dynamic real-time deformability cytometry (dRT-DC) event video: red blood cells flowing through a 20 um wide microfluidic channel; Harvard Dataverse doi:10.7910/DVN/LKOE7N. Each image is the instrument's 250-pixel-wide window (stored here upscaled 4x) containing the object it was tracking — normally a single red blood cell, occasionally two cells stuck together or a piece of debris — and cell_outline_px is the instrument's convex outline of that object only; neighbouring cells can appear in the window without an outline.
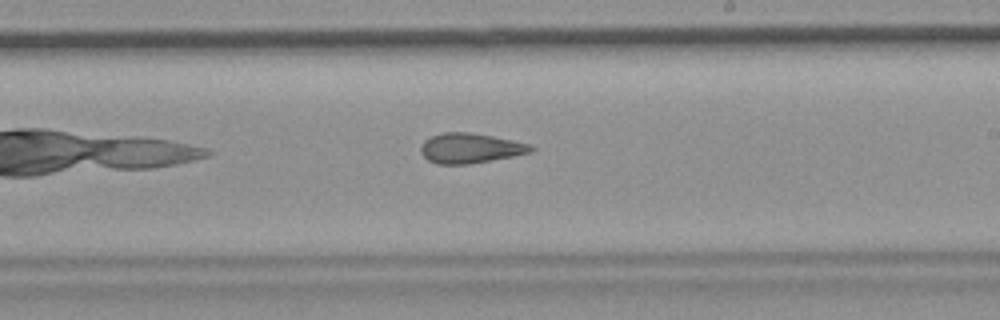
{"species": "common noctule bat (a hibernating species)", "species_latin": "Nyctalus noctula", "temperature_condition": "room temperature", "stored_images_in_passage": 9, "camera_frame_rate_fps": 3000, "um_per_image_px": 0.085, "animal": {"sex": "female", "body_mass_g": 19.9}, "frame": {"image": 1, "passage_image": 9, "time_ms": 2.667, "image_size_px": [1000, 320], "cell_outline_px": [[536, 148], [532, 152], [512, 156], [468, 164], [436, 164], [428, 160], [420, 152], [420, 148], [424, 140], [432, 136], [444, 132], [468, 132], [492, 136], [532, 144]], "centroid_in_image_um": [39.97, 12.59], "position_along_channel_um": 249.0, "area_um2": 19.19}}